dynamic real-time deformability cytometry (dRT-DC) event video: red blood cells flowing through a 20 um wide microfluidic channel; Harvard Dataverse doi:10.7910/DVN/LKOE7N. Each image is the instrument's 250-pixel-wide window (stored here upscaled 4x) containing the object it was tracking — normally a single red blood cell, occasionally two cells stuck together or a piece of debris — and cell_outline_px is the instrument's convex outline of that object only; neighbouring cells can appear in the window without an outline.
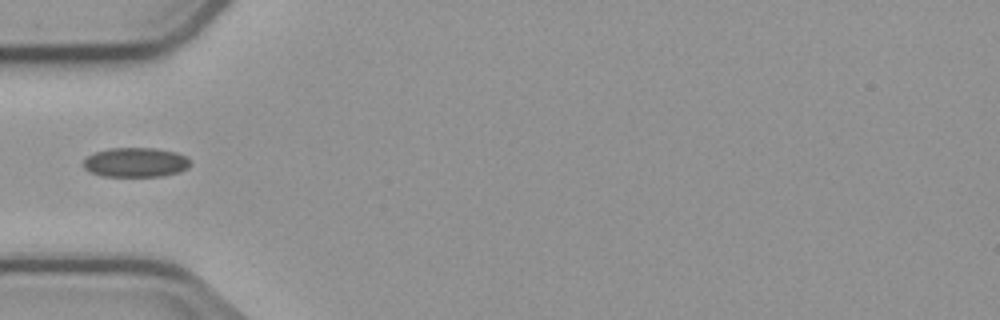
{"species": "common noctule bat (a hibernating species)", "species_latin": "Nyctalus noctula", "temperature_condition": "cold", "stored_images_in_passage": 6, "camera_frame_rate_fps": 3000, "um_per_image_px": 0.085, "animal": {"sex": "male", "body_mass_g": 23.1, "forearm_length_mm": 52.7}, "frame": {"image": 1, "passage_image": 6, "time_ms": 5.667, "image_size_px": [1000, 320], "cell_outline_px": [[192, 164], [188, 168], [180, 172], [160, 176], [100, 176], [88, 172], [80, 164], [88, 156], [96, 152], [112, 148], [156, 148], [176, 152], [188, 156]], "centroid_in_image_um": [11.54, 13.8], "position_along_channel_um": 73.5, "area_um2": 18.67}}